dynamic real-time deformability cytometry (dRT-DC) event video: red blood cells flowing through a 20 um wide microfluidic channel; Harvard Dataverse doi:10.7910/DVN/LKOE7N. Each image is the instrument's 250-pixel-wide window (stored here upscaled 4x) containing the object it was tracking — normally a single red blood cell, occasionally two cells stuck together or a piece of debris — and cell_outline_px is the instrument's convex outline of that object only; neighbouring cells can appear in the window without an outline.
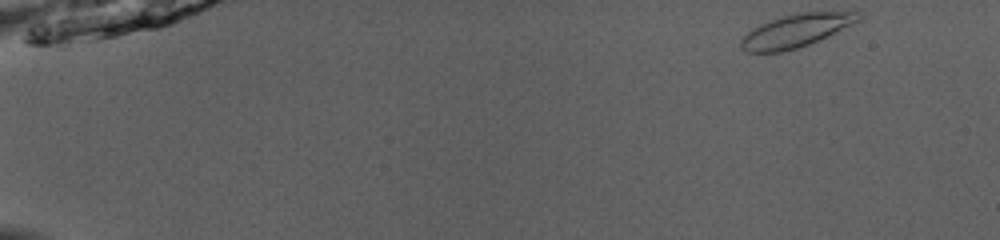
{"species": "common noctule bat (a hibernating species)", "species_latin": "Nyctalus noctula", "temperature_condition": "room temperature", "stored_images_in_passage": 47, "camera_frame_rate_fps": 3000, "um_per_image_px": 0.085, "animal": {"sex": "male", "body_mass_g": 13.0, "forearm_length_mm": 53.1}, "frame": {"image": 1, "passage_image": 1, "time_ms": 0.0, "image_size_px": [1000, 240], "cell_outline_px": [[864, 20], [808, 44], [796, 48], [780, 52], [748, 52], [740, 48], [740, 40], [748, 32], [772, 20], [784, 16], [800, 12], [864, 12]], "centroid_in_image_um": [67.76, 2.6], "position_along_channel_um": 17.2, "area_um2": 22.31}}
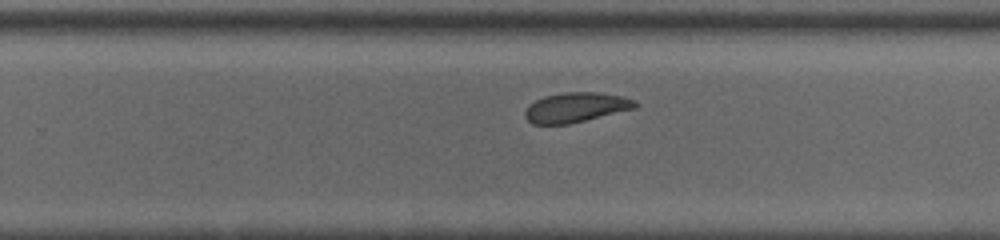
{"frame": {"image": 2, "passage_image": 31, "time_ms": 10.0, "image_size_px": [1000, 240], "cell_outline_px": [[640, 104], [636, 108], [568, 124], [532, 124], [524, 116], [524, 112], [536, 100], [544, 96], [564, 92], [596, 92], [620, 96], [632, 100]], "centroid_in_image_um": [48.94, 9.13], "position_along_channel_um": 280.9, "area_um2": 18.84}}
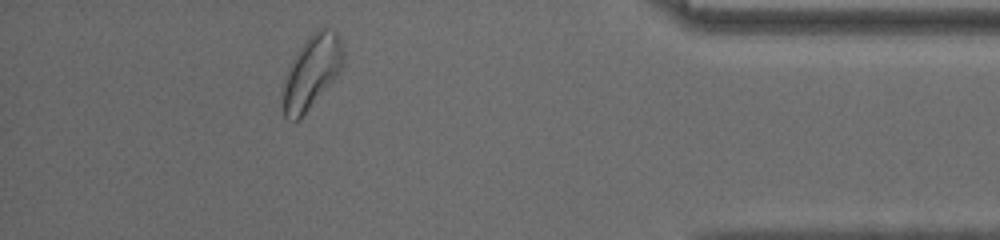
{"frame": {"image": 3, "passage_image": 43, "time_ms": 14.0, "image_size_px": [1000, 240], "cell_outline_px": [[344, 64], [340, 72], [300, 120], [296, 120], [284, 116], [284, 80], [288, 68], [296, 52], [304, 40], [312, 32], [320, 28], [328, 28], [336, 32], [340, 36], [344, 52]], "centroid_in_image_um": [26.53, 6.06], "position_along_channel_um": 408.7, "area_um2": 25.72}, "authors_computed_cell_mechanics": {"area_um2": 21.097, "velocity_mm_per_s": 4.0105, "shape_relaxation_time_tau1_ms": 3.0301, "shape_relaxation_time_tau2_ms": 2.0374, "deformation_change_tau1": 0.0911, "deformation_change_tau2": 0.0618}}